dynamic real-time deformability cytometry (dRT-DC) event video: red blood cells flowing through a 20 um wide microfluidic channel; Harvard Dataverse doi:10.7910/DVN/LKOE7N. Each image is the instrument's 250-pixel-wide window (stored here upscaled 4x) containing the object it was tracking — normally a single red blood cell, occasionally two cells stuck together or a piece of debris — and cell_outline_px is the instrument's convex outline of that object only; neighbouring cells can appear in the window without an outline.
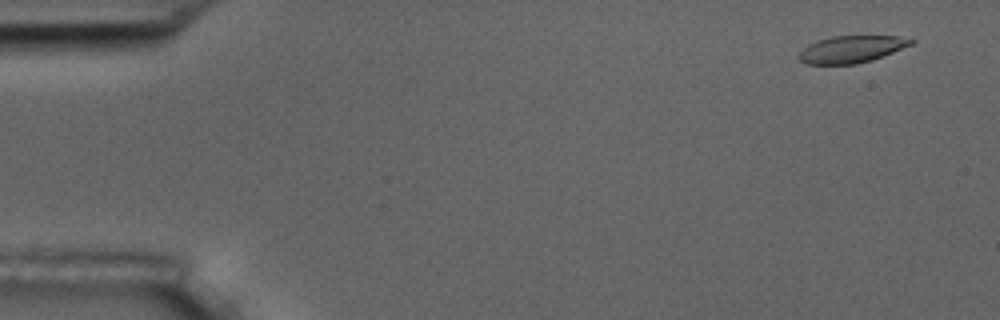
{"species": "common noctule bat (a hibernating species)", "species_latin": "Nyctalus noctula", "temperature_condition": "room temperature", "stored_images_in_passage": 57, "camera_frame_rate_fps": 3000, "um_per_image_px": 0.085, "animal": {"sex": "male", "body_mass_g": 17.5, "forearm_length_mm": 52.3}, "frame": {"image": 1, "passage_image": 4, "time_ms": 1.0, "image_size_px": [1000, 320], "cell_outline_px": [[916, 40], [912, 44], [872, 60], [856, 64], [804, 64], [796, 56], [808, 44], [816, 40], [832, 36], [896, 36]], "centroid_in_image_um": [72.32, 4.18], "position_along_channel_um": 12.7, "area_um2": 17.63}}
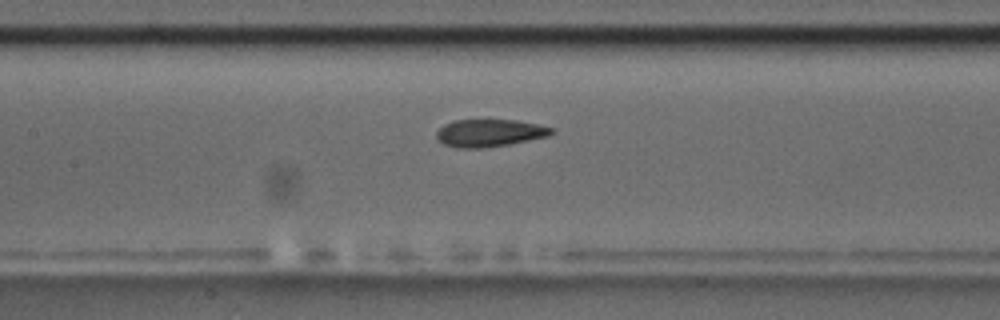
{"frame": {"image": 2, "passage_image": 27, "time_ms": 8.667, "image_size_px": [1000, 320], "cell_outline_px": [[556, 132], [548, 136], [508, 144], [484, 148], [456, 148], [444, 144], [436, 136], [436, 132], [444, 124], [456, 120], [516, 120], [556, 128]], "centroid_in_image_um": [41.64, 11.3], "position_along_channel_um": 165.8, "area_um2": 18.38}}
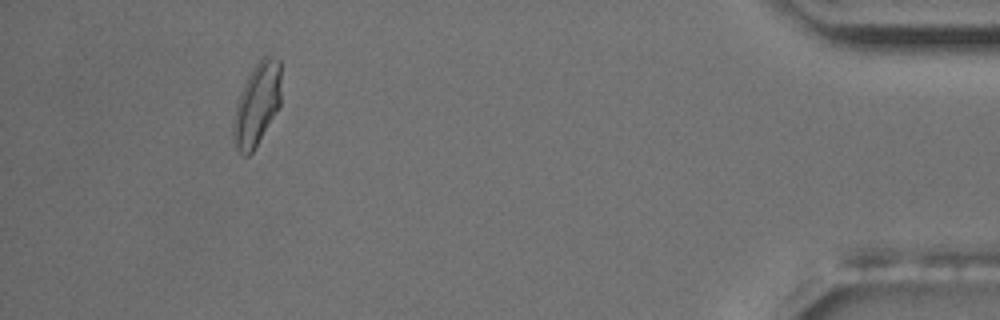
{"frame": {"image": 3, "passage_image": 53, "time_ms": 17.333, "image_size_px": [1000, 320], "cell_outline_px": [[280, 104], [252, 152], [248, 156], [244, 156], [240, 152], [236, 144], [232, 132], [236, 104], [240, 92], [252, 68], [264, 56], [268, 56], [280, 60]], "centroid_in_image_um": [21.83, 8.84], "position_along_channel_um": 413.4, "area_um2": 22.37}, "authors_computed_cell_mechanics": {"area_um2": 19.2474, "velocity_mm_per_s": 3.5719, "shape_relaxation_time_tau1_ms": 4.9756, "shape_relaxation_time_tau2_ms": 1.3258, "deformation_change_tau1": 0.1691, "deformation_change_tau2": 0.0674}}